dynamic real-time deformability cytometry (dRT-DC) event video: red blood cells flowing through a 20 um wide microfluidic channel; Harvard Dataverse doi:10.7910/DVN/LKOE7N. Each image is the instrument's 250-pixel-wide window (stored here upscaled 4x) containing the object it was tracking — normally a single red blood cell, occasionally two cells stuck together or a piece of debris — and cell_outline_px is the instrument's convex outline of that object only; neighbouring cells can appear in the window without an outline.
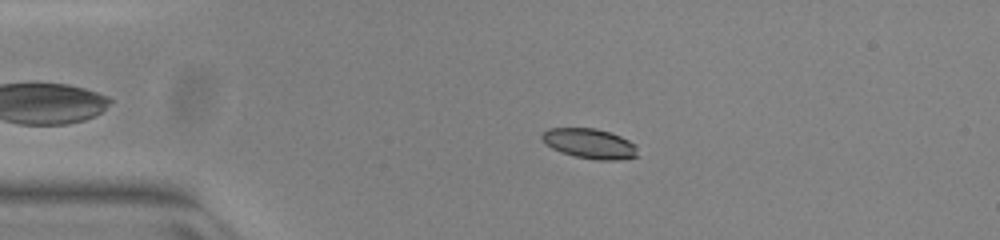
{"species": "common noctule bat (a hibernating species)", "species_latin": "Nyctalus noctula", "temperature_condition": "warm", "stored_images_in_passage": 52, "camera_frame_rate_fps": 3000, "um_per_image_px": 0.085, "animal": {"sex": "female", "body_mass_g": 23.0, "forearm_length_mm": 53.4}, "frame": {"image": 1, "passage_image": 11, "time_ms": 3.333, "image_size_px": [1000, 240], "cell_outline_px": [[636, 156], [616, 160], [600, 160], [576, 156], [552, 148], [544, 144], [540, 136], [548, 128], [596, 128], [620, 136], [636, 144]], "centroid_in_image_um": [50.09, 12.19], "position_along_channel_um": 34.9, "area_um2": 16.47}}
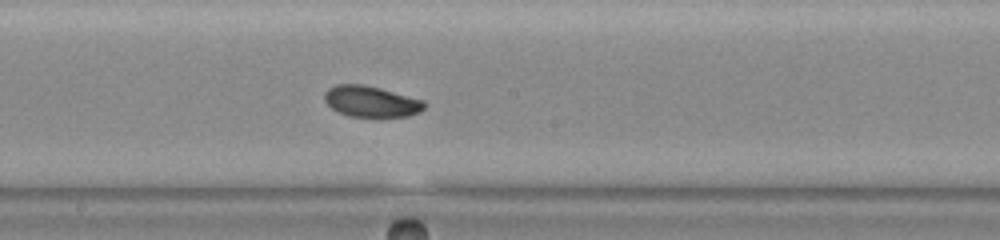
{"frame": {"image": 2, "passage_image": 28, "time_ms": 9.0, "image_size_px": [1000, 240], "cell_outline_px": [[424, 108], [420, 112], [408, 116], [348, 116], [332, 108], [324, 100], [324, 92], [328, 88], [336, 84], [360, 84], [380, 88], [424, 100]], "centroid_in_image_um": [31.52, 8.61], "position_along_channel_um": 216.7, "area_um2": 17.86}}
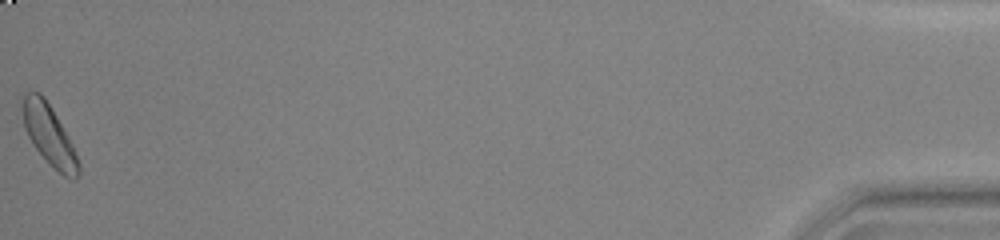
{"frame": {"image": 3, "passage_image": 52, "time_ms": 17.0, "image_size_px": [1000, 240], "cell_outline_px": [[80, 176], [72, 180], [64, 176], [36, 148], [28, 136], [24, 128], [20, 108], [24, 92], [40, 92], [44, 96], [68, 136], [76, 152], [80, 164]], "centroid_in_image_um": [4.16, 11.44], "position_along_channel_um": 431.0, "area_um2": 19.54}, "authors_computed_cell_mechanics": {"area_um2": 18.0914, "velocity_mm_per_s": 3.9452, "shape_relaxation_time_tau1_ms": 2.4965, "shape_relaxation_time_tau2_ms": 5.1791, "deformation_change_tau1": 0.1265, "deformation_change_tau2": 0.0864}}